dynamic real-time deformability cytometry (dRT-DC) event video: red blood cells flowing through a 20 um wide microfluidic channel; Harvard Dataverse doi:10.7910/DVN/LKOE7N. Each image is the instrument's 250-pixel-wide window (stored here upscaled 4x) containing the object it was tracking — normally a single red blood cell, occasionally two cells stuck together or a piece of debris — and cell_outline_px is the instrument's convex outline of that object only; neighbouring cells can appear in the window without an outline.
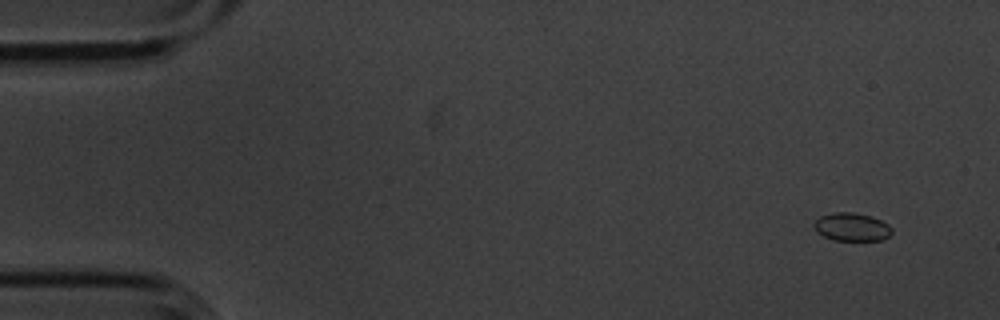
{"species": "common noctule bat (a hibernating species)", "species_latin": "Nyctalus noctula", "temperature_condition": "cold", "stored_images_in_passage": 8, "camera_frame_rate_fps": 3000, "um_per_image_px": 0.085, "animal": {"sex": "male", "body_mass_g": 20.1, "forearm_length_mm": 53.5}, "frame": {"image": 1, "passage_image": 1, "time_ms": 0.0, "image_size_px": [1000, 320], "cell_outline_px": [[892, 232], [884, 240], [832, 240], [816, 232], [812, 224], [820, 216], [836, 212], [852, 212], [872, 216], [888, 224], [892, 228]], "centroid_in_image_um": [72.39, 19.29], "position_along_channel_um": 12.6, "area_um2": 12.83}}
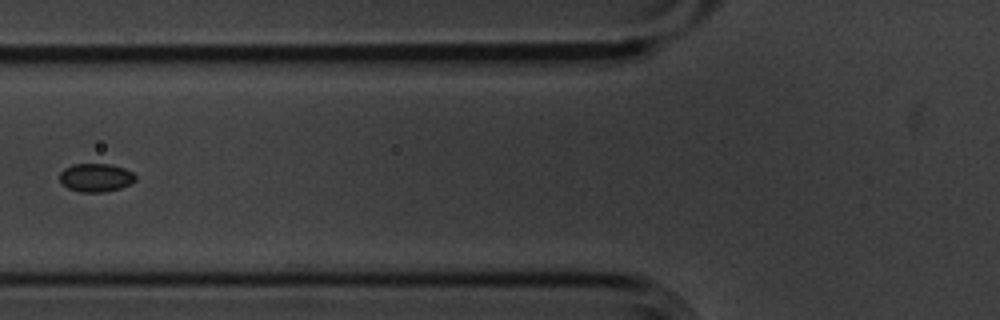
{"frame": {"image": 2, "passage_image": 6, "time_ms": 1.667, "image_size_px": [1000, 320], "cell_outline_px": [[136, 180], [120, 188], [104, 192], [80, 192], [68, 188], [60, 184], [60, 172], [64, 168], [72, 164], [112, 164], [124, 168], [132, 172], [136, 176]], "centroid_in_image_um": [8.12, 15.09], "position_along_channel_um": 117.7, "area_um2": 12.6}}
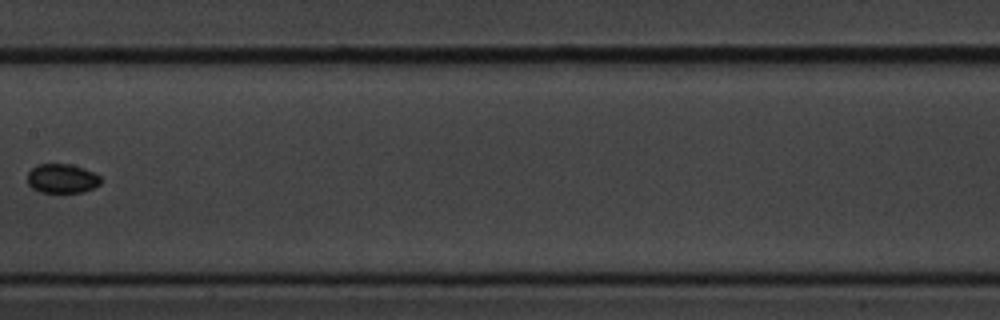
{"frame": {"image": 3, "passage_image": 8, "time_ms": 2.333, "image_size_px": [1000, 320], "cell_outline_px": [[100, 184], [84, 192], [40, 192], [32, 188], [28, 184], [28, 172], [36, 164], [68, 164], [84, 168], [100, 176]], "centroid_in_image_um": [5.25, 15.17], "position_along_channel_um": 202.1, "area_um2": 12.43}}